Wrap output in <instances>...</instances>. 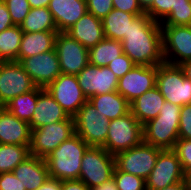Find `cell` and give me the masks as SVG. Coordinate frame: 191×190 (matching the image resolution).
<instances>
[{"label": "cell", "instance_id": "obj_1", "mask_svg": "<svg viewBox=\"0 0 191 190\" xmlns=\"http://www.w3.org/2000/svg\"><path fill=\"white\" fill-rule=\"evenodd\" d=\"M123 53L136 65L158 66L164 63L161 24L148 14L139 15L121 41Z\"/></svg>", "mask_w": 191, "mask_h": 190}, {"label": "cell", "instance_id": "obj_2", "mask_svg": "<svg viewBox=\"0 0 191 190\" xmlns=\"http://www.w3.org/2000/svg\"><path fill=\"white\" fill-rule=\"evenodd\" d=\"M89 145L76 133L45 158L50 178L79 180L81 161Z\"/></svg>", "mask_w": 191, "mask_h": 190}, {"label": "cell", "instance_id": "obj_3", "mask_svg": "<svg viewBox=\"0 0 191 190\" xmlns=\"http://www.w3.org/2000/svg\"><path fill=\"white\" fill-rule=\"evenodd\" d=\"M181 106L165 100L159 115L143 125V142L162 150L173 149L179 139Z\"/></svg>", "mask_w": 191, "mask_h": 190}, {"label": "cell", "instance_id": "obj_4", "mask_svg": "<svg viewBox=\"0 0 191 190\" xmlns=\"http://www.w3.org/2000/svg\"><path fill=\"white\" fill-rule=\"evenodd\" d=\"M143 142V125L131 112L123 117L110 120L108 134L103 146L110 154L138 146Z\"/></svg>", "mask_w": 191, "mask_h": 190}, {"label": "cell", "instance_id": "obj_5", "mask_svg": "<svg viewBox=\"0 0 191 190\" xmlns=\"http://www.w3.org/2000/svg\"><path fill=\"white\" fill-rule=\"evenodd\" d=\"M156 87L165 100L184 106L191 104V81L180 66L163 63L157 66Z\"/></svg>", "mask_w": 191, "mask_h": 190}, {"label": "cell", "instance_id": "obj_6", "mask_svg": "<svg viewBox=\"0 0 191 190\" xmlns=\"http://www.w3.org/2000/svg\"><path fill=\"white\" fill-rule=\"evenodd\" d=\"M75 134L74 117L31 130L30 155L46 158Z\"/></svg>", "mask_w": 191, "mask_h": 190}, {"label": "cell", "instance_id": "obj_7", "mask_svg": "<svg viewBox=\"0 0 191 190\" xmlns=\"http://www.w3.org/2000/svg\"><path fill=\"white\" fill-rule=\"evenodd\" d=\"M115 156L103 147L89 146L81 161L79 180L89 188L99 186L113 177Z\"/></svg>", "mask_w": 191, "mask_h": 190}, {"label": "cell", "instance_id": "obj_8", "mask_svg": "<svg viewBox=\"0 0 191 190\" xmlns=\"http://www.w3.org/2000/svg\"><path fill=\"white\" fill-rule=\"evenodd\" d=\"M110 120L98 113L88 100L74 116L75 133L89 146L103 147Z\"/></svg>", "mask_w": 191, "mask_h": 190}, {"label": "cell", "instance_id": "obj_9", "mask_svg": "<svg viewBox=\"0 0 191 190\" xmlns=\"http://www.w3.org/2000/svg\"><path fill=\"white\" fill-rule=\"evenodd\" d=\"M162 149L142 142L140 145L115 155V166L122 172L146 180L153 170Z\"/></svg>", "mask_w": 191, "mask_h": 190}, {"label": "cell", "instance_id": "obj_10", "mask_svg": "<svg viewBox=\"0 0 191 190\" xmlns=\"http://www.w3.org/2000/svg\"><path fill=\"white\" fill-rule=\"evenodd\" d=\"M164 63L179 66L191 61V25H161Z\"/></svg>", "mask_w": 191, "mask_h": 190}, {"label": "cell", "instance_id": "obj_11", "mask_svg": "<svg viewBox=\"0 0 191 190\" xmlns=\"http://www.w3.org/2000/svg\"><path fill=\"white\" fill-rule=\"evenodd\" d=\"M36 87L20 62H0V105L2 107L18 95L30 92Z\"/></svg>", "mask_w": 191, "mask_h": 190}, {"label": "cell", "instance_id": "obj_12", "mask_svg": "<svg viewBox=\"0 0 191 190\" xmlns=\"http://www.w3.org/2000/svg\"><path fill=\"white\" fill-rule=\"evenodd\" d=\"M184 180L185 173L176 153L164 149L159 152L156 164L145 180L146 190H161Z\"/></svg>", "mask_w": 191, "mask_h": 190}, {"label": "cell", "instance_id": "obj_13", "mask_svg": "<svg viewBox=\"0 0 191 190\" xmlns=\"http://www.w3.org/2000/svg\"><path fill=\"white\" fill-rule=\"evenodd\" d=\"M70 117L88 100L78 84L76 75L60 74L45 88Z\"/></svg>", "mask_w": 191, "mask_h": 190}, {"label": "cell", "instance_id": "obj_14", "mask_svg": "<svg viewBox=\"0 0 191 190\" xmlns=\"http://www.w3.org/2000/svg\"><path fill=\"white\" fill-rule=\"evenodd\" d=\"M55 51L63 74L78 75L89 63L88 49L66 32H58Z\"/></svg>", "mask_w": 191, "mask_h": 190}, {"label": "cell", "instance_id": "obj_15", "mask_svg": "<svg viewBox=\"0 0 191 190\" xmlns=\"http://www.w3.org/2000/svg\"><path fill=\"white\" fill-rule=\"evenodd\" d=\"M76 77L87 99L117 91L118 78L108 66L98 67L88 63Z\"/></svg>", "mask_w": 191, "mask_h": 190}, {"label": "cell", "instance_id": "obj_16", "mask_svg": "<svg viewBox=\"0 0 191 190\" xmlns=\"http://www.w3.org/2000/svg\"><path fill=\"white\" fill-rule=\"evenodd\" d=\"M157 66L135 65L118 79L117 92L129 103L156 86Z\"/></svg>", "mask_w": 191, "mask_h": 190}, {"label": "cell", "instance_id": "obj_17", "mask_svg": "<svg viewBox=\"0 0 191 190\" xmlns=\"http://www.w3.org/2000/svg\"><path fill=\"white\" fill-rule=\"evenodd\" d=\"M20 63L37 87L46 88L62 74L55 49L24 58Z\"/></svg>", "mask_w": 191, "mask_h": 190}, {"label": "cell", "instance_id": "obj_18", "mask_svg": "<svg viewBox=\"0 0 191 190\" xmlns=\"http://www.w3.org/2000/svg\"><path fill=\"white\" fill-rule=\"evenodd\" d=\"M68 114L45 89L38 87V99L33 116L29 122L31 130L54 122L66 120Z\"/></svg>", "mask_w": 191, "mask_h": 190}, {"label": "cell", "instance_id": "obj_19", "mask_svg": "<svg viewBox=\"0 0 191 190\" xmlns=\"http://www.w3.org/2000/svg\"><path fill=\"white\" fill-rule=\"evenodd\" d=\"M29 123L18 119L5 107L0 108V144L30 146Z\"/></svg>", "mask_w": 191, "mask_h": 190}, {"label": "cell", "instance_id": "obj_20", "mask_svg": "<svg viewBox=\"0 0 191 190\" xmlns=\"http://www.w3.org/2000/svg\"><path fill=\"white\" fill-rule=\"evenodd\" d=\"M12 172L26 190H37L50 178L45 159L33 155L18 164Z\"/></svg>", "mask_w": 191, "mask_h": 190}, {"label": "cell", "instance_id": "obj_21", "mask_svg": "<svg viewBox=\"0 0 191 190\" xmlns=\"http://www.w3.org/2000/svg\"><path fill=\"white\" fill-rule=\"evenodd\" d=\"M48 10L52 13L58 32H66L86 12V0H50Z\"/></svg>", "mask_w": 191, "mask_h": 190}, {"label": "cell", "instance_id": "obj_22", "mask_svg": "<svg viewBox=\"0 0 191 190\" xmlns=\"http://www.w3.org/2000/svg\"><path fill=\"white\" fill-rule=\"evenodd\" d=\"M66 33L88 50L105 38L102 19L89 12H86Z\"/></svg>", "mask_w": 191, "mask_h": 190}, {"label": "cell", "instance_id": "obj_23", "mask_svg": "<svg viewBox=\"0 0 191 190\" xmlns=\"http://www.w3.org/2000/svg\"><path fill=\"white\" fill-rule=\"evenodd\" d=\"M164 102L165 98L155 86L130 103V112L144 125L159 115Z\"/></svg>", "mask_w": 191, "mask_h": 190}, {"label": "cell", "instance_id": "obj_24", "mask_svg": "<svg viewBox=\"0 0 191 190\" xmlns=\"http://www.w3.org/2000/svg\"><path fill=\"white\" fill-rule=\"evenodd\" d=\"M58 31L24 32L18 53V62L40 53L55 49Z\"/></svg>", "mask_w": 191, "mask_h": 190}, {"label": "cell", "instance_id": "obj_25", "mask_svg": "<svg viewBox=\"0 0 191 190\" xmlns=\"http://www.w3.org/2000/svg\"><path fill=\"white\" fill-rule=\"evenodd\" d=\"M88 101L95 106L99 114L109 120L123 117L130 112V103L117 91L91 96Z\"/></svg>", "mask_w": 191, "mask_h": 190}, {"label": "cell", "instance_id": "obj_26", "mask_svg": "<svg viewBox=\"0 0 191 190\" xmlns=\"http://www.w3.org/2000/svg\"><path fill=\"white\" fill-rule=\"evenodd\" d=\"M142 14H132L112 9L103 19L104 36L107 39L122 41L130 30L132 22Z\"/></svg>", "mask_w": 191, "mask_h": 190}, {"label": "cell", "instance_id": "obj_27", "mask_svg": "<svg viewBox=\"0 0 191 190\" xmlns=\"http://www.w3.org/2000/svg\"><path fill=\"white\" fill-rule=\"evenodd\" d=\"M123 53L122 42L104 38L93 48L88 50L89 64L104 67L108 66Z\"/></svg>", "mask_w": 191, "mask_h": 190}, {"label": "cell", "instance_id": "obj_28", "mask_svg": "<svg viewBox=\"0 0 191 190\" xmlns=\"http://www.w3.org/2000/svg\"><path fill=\"white\" fill-rule=\"evenodd\" d=\"M20 27L29 33L57 31L52 13L46 7L31 8Z\"/></svg>", "mask_w": 191, "mask_h": 190}, {"label": "cell", "instance_id": "obj_29", "mask_svg": "<svg viewBox=\"0 0 191 190\" xmlns=\"http://www.w3.org/2000/svg\"><path fill=\"white\" fill-rule=\"evenodd\" d=\"M38 99V87L25 94H20L4 107L18 119L27 123L31 121Z\"/></svg>", "mask_w": 191, "mask_h": 190}, {"label": "cell", "instance_id": "obj_30", "mask_svg": "<svg viewBox=\"0 0 191 190\" xmlns=\"http://www.w3.org/2000/svg\"><path fill=\"white\" fill-rule=\"evenodd\" d=\"M23 33L21 27L15 25L0 32V62L18 61Z\"/></svg>", "mask_w": 191, "mask_h": 190}, {"label": "cell", "instance_id": "obj_31", "mask_svg": "<svg viewBox=\"0 0 191 190\" xmlns=\"http://www.w3.org/2000/svg\"><path fill=\"white\" fill-rule=\"evenodd\" d=\"M29 147L0 144V173L12 172L18 164L30 156Z\"/></svg>", "mask_w": 191, "mask_h": 190}, {"label": "cell", "instance_id": "obj_32", "mask_svg": "<svg viewBox=\"0 0 191 190\" xmlns=\"http://www.w3.org/2000/svg\"><path fill=\"white\" fill-rule=\"evenodd\" d=\"M160 24L176 26L191 25V1L175 0L170 14Z\"/></svg>", "mask_w": 191, "mask_h": 190}, {"label": "cell", "instance_id": "obj_33", "mask_svg": "<svg viewBox=\"0 0 191 190\" xmlns=\"http://www.w3.org/2000/svg\"><path fill=\"white\" fill-rule=\"evenodd\" d=\"M113 178L118 190H146V182L142 177L122 172L116 166Z\"/></svg>", "mask_w": 191, "mask_h": 190}, {"label": "cell", "instance_id": "obj_34", "mask_svg": "<svg viewBox=\"0 0 191 190\" xmlns=\"http://www.w3.org/2000/svg\"><path fill=\"white\" fill-rule=\"evenodd\" d=\"M3 1L7 6L13 24L15 26H20L31 9L28 0H3Z\"/></svg>", "mask_w": 191, "mask_h": 190}, {"label": "cell", "instance_id": "obj_35", "mask_svg": "<svg viewBox=\"0 0 191 190\" xmlns=\"http://www.w3.org/2000/svg\"><path fill=\"white\" fill-rule=\"evenodd\" d=\"M175 0H153L152 4L145 10L150 18L161 23L171 12Z\"/></svg>", "mask_w": 191, "mask_h": 190}, {"label": "cell", "instance_id": "obj_36", "mask_svg": "<svg viewBox=\"0 0 191 190\" xmlns=\"http://www.w3.org/2000/svg\"><path fill=\"white\" fill-rule=\"evenodd\" d=\"M172 150L176 153L184 173L191 170V139H178Z\"/></svg>", "mask_w": 191, "mask_h": 190}, {"label": "cell", "instance_id": "obj_37", "mask_svg": "<svg viewBox=\"0 0 191 190\" xmlns=\"http://www.w3.org/2000/svg\"><path fill=\"white\" fill-rule=\"evenodd\" d=\"M136 64L124 53L108 64L109 69L118 79L129 72Z\"/></svg>", "mask_w": 191, "mask_h": 190}, {"label": "cell", "instance_id": "obj_38", "mask_svg": "<svg viewBox=\"0 0 191 190\" xmlns=\"http://www.w3.org/2000/svg\"><path fill=\"white\" fill-rule=\"evenodd\" d=\"M87 12L95 17L103 19L112 9V0H86Z\"/></svg>", "mask_w": 191, "mask_h": 190}, {"label": "cell", "instance_id": "obj_39", "mask_svg": "<svg viewBox=\"0 0 191 190\" xmlns=\"http://www.w3.org/2000/svg\"><path fill=\"white\" fill-rule=\"evenodd\" d=\"M178 135L179 139H191V104L181 107Z\"/></svg>", "mask_w": 191, "mask_h": 190}, {"label": "cell", "instance_id": "obj_40", "mask_svg": "<svg viewBox=\"0 0 191 190\" xmlns=\"http://www.w3.org/2000/svg\"><path fill=\"white\" fill-rule=\"evenodd\" d=\"M113 8L132 13V14H145V11L140 6L138 0H112Z\"/></svg>", "mask_w": 191, "mask_h": 190}, {"label": "cell", "instance_id": "obj_41", "mask_svg": "<svg viewBox=\"0 0 191 190\" xmlns=\"http://www.w3.org/2000/svg\"><path fill=\"white\" fill-rule=\"evenodd\" d=\"M0 190H26L13 172L0 173Z\"/></svg>", "mask_w": 191, "mask_h": 190}, {"label": "cell", "instance_id": "obj_42", "mask_svg": "<svg viewBox=\"0 0 191 190\" xmlns=\"http://www.w3.org/2000/svg\"><path fill=\"white\" fill-rule=\"evenodd\" d=\"M14 24L11 20L10 13L3 0L0 1V32L13 27Z\"/></svg>", "mask_w": 191, "mask_h": 190}, {"label": "cell", "instance_id": "obj_43", "mask_svg": "<svg viewBox=\"0 0 191 190\" xmlns=\"http://www.w3.org/2000/svg\"><path fill=\"white\" fill-rule=\"evenodd\" d=\"M61 190H90V188L80 180H63Z\"/></svg>", "mask_w": 191, "mask_h": 190}, {"label": "cell", "instance_id": "obj_44", "mask_svg": "<svg viewBox=\"0 0 191 190\" xmlns=\"http://www.w3.org/2000/svg\"><path fill=\"white\" fill-rule=\"evenodd\" d=\"M37 190H61V181L57 179L49 178Z\"/></svg>", "mask_w": 191, "mask_h": 190}, {"label": "cell", "instance_id": "obj_45", "mask_svg": "<svg viewBox=\"0 0 191 190\" xmlns=\"http://www.w3.org/2000/svg\"><path fill=\"white\" fill-rule=\"evenodd\" d=\"M90 190H118V188L116 186L114 178L112 177L103 184L90 188Z\"/></svg>", "mask_w": 191, "mask_h": 190}, {"label": "cell", "instance_id": "obj_46", "mask_svg": "<svg viewBox=\"0 0 191 190\" xmlns=\"http://www.w3.org/2000/svg\"><path fill=\"white\" fill-rule=\"evenodd\" d=\"M28 2L31 8H37V7L48 8L50 0H28Z\"/></svg>", "mask_w": 191, "mask_h": 190}, {"label": "cell", "instance_id": "obj_47", "mask_svg": "<svg viewBox=\"0 0 191 190\" xmlns=\"http://www.w3.org/2000/svg\"><path fill=\"white\" fill-rule=\"evenodd\" d=\"M161 190H189L188 187L186 186L185 180L182 182H178L176 184L167 186Z\"/></svg>", "mask_w": 191, "mask_h": 190}, {"label": "cell", "instance_id": "obj_48", "mask_svg": "<svg viewBox=\"0 0 191 190\" xmlns=\"http://www.w3.org/2000/svg\"><path fill=\"white\" fill-rule=\"evenodd\" d=\"M179 66L183 70L185 77L191 81V61H186Z\"/></svg>", "mask_w": 191, "mask_h": 190}, {"label": "cell", "instance_id": "obj_49", "mask_svg": "<svg viewBox=\"0 0 191 190\" xmlns=\"http://www.w3.org/2000/svg\"><path fill=\"white\" fill-rule=\"evenodd\" d=\"M140 6L145 11L153 2V0H138Z\"/></svg>", "mask_w": 191, "mask_h": 190}, {"label": "cell", "instance_id": "obj_50", "mask_svg": "<svg viewBox=\"0 0 191 190\" xmlns=\"http://www.w3.org/2000/svg\"><path fill=\"white\" fill-rule=\"evenodd\" d=\"M185 182L188 189L191 190V170L185 173Z\"/></svg>", "mask_w": 191, "mask_h": 190}]
</instances>
